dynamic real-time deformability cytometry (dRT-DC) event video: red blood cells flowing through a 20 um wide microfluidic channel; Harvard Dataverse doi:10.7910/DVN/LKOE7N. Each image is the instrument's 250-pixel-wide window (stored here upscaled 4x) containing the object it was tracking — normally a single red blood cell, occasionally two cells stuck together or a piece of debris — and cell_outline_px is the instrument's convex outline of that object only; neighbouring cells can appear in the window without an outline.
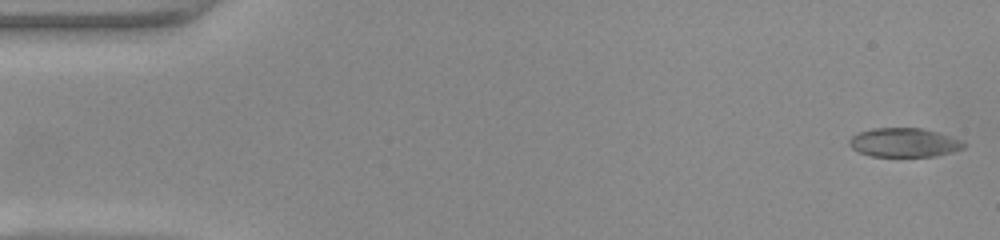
{"species": "common noctule bat (a hibernating species)", "species_latin": "Nyctalus noctula", "temperature_condition": "warm", "stored_images_in_passage": 49, "camera_frame_rate_fps": 3000, "um_per_image_px": 0.085, "animal": {"sex": "female", "body_mass_g": 22.0, "forearm_length_mm": 56.7}, "frame": {"image": 1, "passage_image": 1, "time_ms": 0.0, "image_size_px": [1000, 240], "cell_outline_px": [[964, 148], [952, 152], [936, 156], [872, 156], [860, 152], [852, 148], [848, 144], [848, 140], [852, 136], [860, 132], [872, 128], [920, 128], [936, 132], [960, 140], [964, 144]], "centroid_in_image_um": [76.81, 12.12], "position_along_channel_um": 8.2, "area_um2": 19.07}}
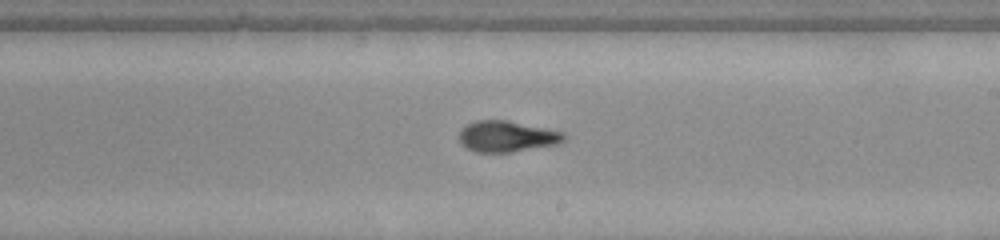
{"frame": {"image": 2, "passage_image": 28, "time_ms": 9.0, "image_size_px": [1000, 240], "cell_outline_px": [[568, 136], [564, 140], [556, 144], [512, 152], [476, 152], [468, 148], [460, 140], [460, 132], [468, 124], [476, 120], [508, 120], [564, 132]], "centroid_in_image_um": [43.13, 11.59], "position_along_channel_um": 245.9, "area_um2": 18.73}}
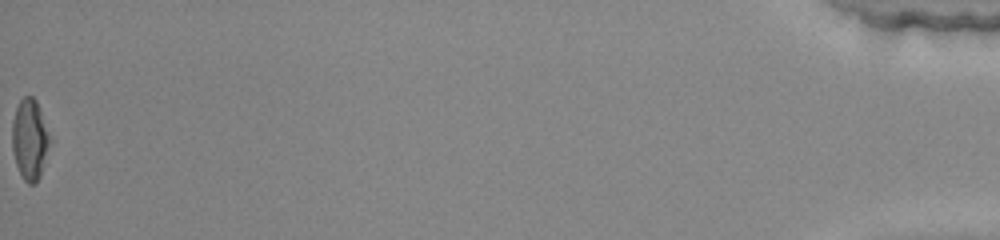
{"frame": {"image": 3, "passage_image": 49, "time_ms": 16.0, "image_size_px": [1000, 240], "cell_outline_px": [[48, 144], [40, 176], [36, 184], [28, 184], [24, 180], [16, 164], [12, 152], [12, 120], [16, 108], [20, 100], [24, 96], [32, 96], [36, 100], [48, 136]], "centroid_in_image_um": [2.47, 11.86], "position_along_channel_um": 432.7, "area_um2": 17.11}, "authors_computed_cell_mechanics": {"area_um2": 19.0162, "velocity_mm_per_s": 4.1688, "shape_relaxation_time_tau1_ms": 4.4303, "shape_relaxation_time_tau2_ms": 1.8553, "deformation_change_tau1": 0.2071, "deformation_change_tau2": 0.0916}}